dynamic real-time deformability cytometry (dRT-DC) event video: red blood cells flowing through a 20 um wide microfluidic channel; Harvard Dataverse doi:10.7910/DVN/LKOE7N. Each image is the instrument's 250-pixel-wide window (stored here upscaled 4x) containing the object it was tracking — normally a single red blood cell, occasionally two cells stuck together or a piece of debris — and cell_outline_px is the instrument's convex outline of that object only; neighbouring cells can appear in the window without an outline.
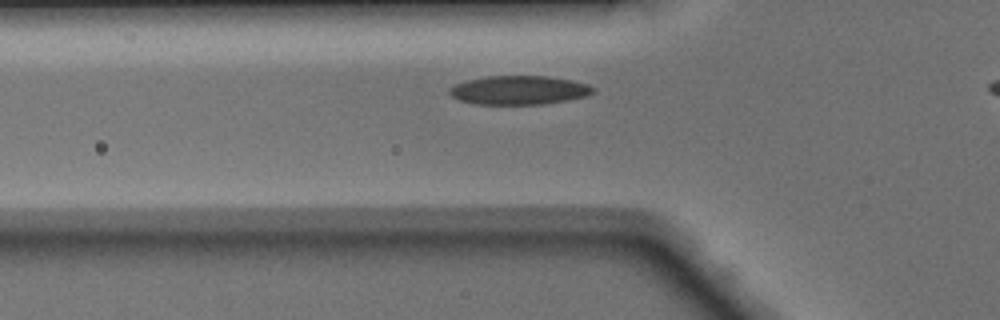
{"species": "Egyptian fruit bat (a non-hibernating species)", "species_latin": "Rousettus aegyptiacus", "temperature_condition": "warm", "stored_images_in_passage": 32, "camera_frame_rate_fps": 3000, "um_per_image_px": 0.085, "animal": {"sex": "male"}, "frame": {"image": 1, "passage_image": 8, "time_ms": 2.333, "image_size_px": [1000, 320], "cell_outline_px": [[596, 88], [588, 96], [568, 100], [540, 104], [476, 104], [460, 100], [452, 96], [448, 92], [448, 88], [456, 84], [468, 80], [488, 76], [548, 76], [572, 80], [588, 84]], "centroid_in_image_um": [44.14, 7.66], "position_along_channel_um": 81.7, "area_um2": 24.1}}
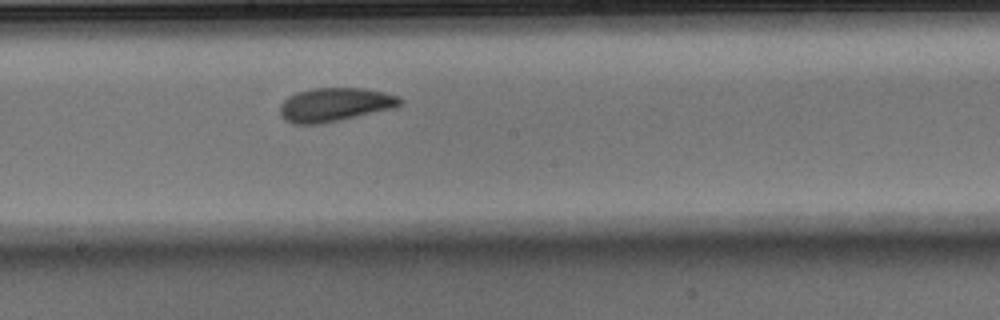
{"frame": {"image": 2, "passage_image": 18, "time_ms": 5.667, "image_size_px": [1000, 320], "cell_outline_px": [[404, 100], [400, 104], [392, 108], [320, 124], [292, 124], [284, 120], [280, 116], [280, 104], [288, 96], [296, 92], [312, 88], [364, 88], [384, 92], [400, 96]], "centroid_in_image_um": [28.42, 8.88], "position_along_channel_um": 219.8, "area_um2": 23.58}}
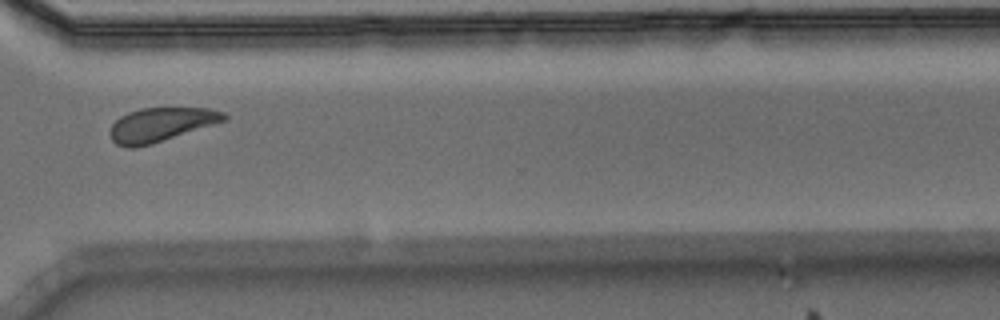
{"frame": {"image": 3, "passage_image": 28, "time_ms": 9.0, "image_size_px": [1000, 320], "cell_outline_px": [[228, 120], [152, 144], [136, 148], [128, 148], [116, 144], [112, 140], [108, 132], [112, 124], [120, 116], [128, 112], [140, 108], [208, 108], [224, 112], [228, 116]], "centroid_in_image_um": [13.67, 10.6], "position_along_channel_um": 356.9, "area_um2": 22.77}}